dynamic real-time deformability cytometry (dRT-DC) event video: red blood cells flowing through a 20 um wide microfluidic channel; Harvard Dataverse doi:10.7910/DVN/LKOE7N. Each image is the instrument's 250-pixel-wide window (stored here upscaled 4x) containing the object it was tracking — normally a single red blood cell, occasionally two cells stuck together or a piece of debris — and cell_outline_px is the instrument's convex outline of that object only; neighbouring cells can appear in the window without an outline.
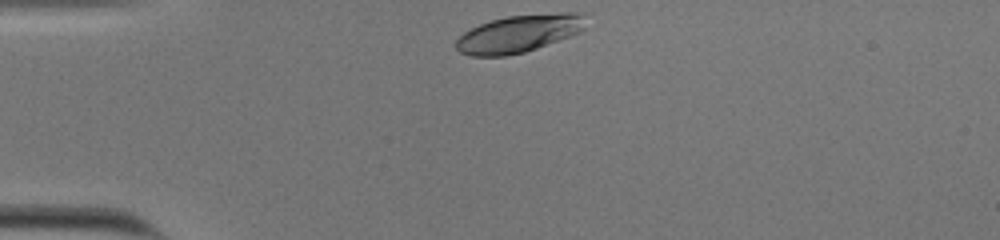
{"species": "human", "species_latin": "Homo sapiens", "temperature_condition": "cold", "stored_images_in_passage": 31, "camera_frame_rate_fps": 3000, "um_per_image_px": 0.085, "donor": {"sex": "male"}, "frame": {"image": 1, "passage_image": 1, "time_ms": 0.0, "image_size_px": [1000, 240], "cell_outline_px": [[584, 28], [580, 32], [536, 48], [524, 52], [504, 56], [472, 56], [460, 52], [456, 48], [456, 40], [464, 32], [480, 24], [492, 20], [508, 16], [560, 12], [584, 12]], "centroid_in_image_um": [44.11, 2.85], "position_along_channel_um": 40.9, "area_um2": 28.15}}
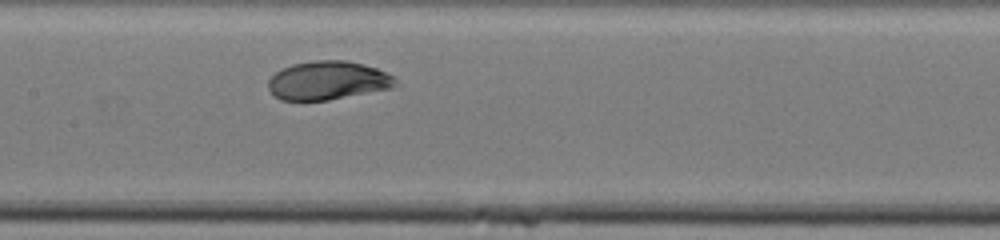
{"frame": {"image": 2, "passage_image": 15, "time_ms": 4.667, "image_size_px": [1000, 240], "cell_outline_px": [[396, 84], [392, 88], [328, 100], [280, 100], [268, 88], [268, 80], [276, 72], [292, 64], [312, 60], [344, 60], [364, 64], [388, 72], [396, 76]], "centroid_in_image_um": [27.89, 6.83], "position_along_channel_um": 179.5, "area_um2": 28.67}}
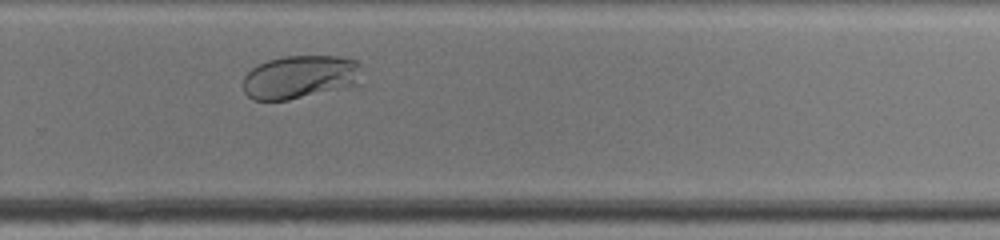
{"frame": {"image": 3, "passage_image": 25, "time_ms": 8.0, "image_size_px": [1000, 240], "cell_outline_px": [[360, 64], [352, 84], [340, 88], [288, 100], [252, 100], [244, 92], [244, 76], [252, 68], [268, 60], [284, 56], [340, 56], [356, 60]], "centroid_in_image_um": [25.4, 6.53], "position_along_channel_um": 304.4, "area_um2": 29.19}, "authors_computed_cell_mechanics": {"area_um2": 28.6688, "velocity_mm_per_s": 3.7486, "shape_relaxation_time_tau1_ms": 3.1349, "shape_relaxation_time_tau2_ms": null, "deformation_change_tau1": 0.1409, "deformation_change_tau2": null}}